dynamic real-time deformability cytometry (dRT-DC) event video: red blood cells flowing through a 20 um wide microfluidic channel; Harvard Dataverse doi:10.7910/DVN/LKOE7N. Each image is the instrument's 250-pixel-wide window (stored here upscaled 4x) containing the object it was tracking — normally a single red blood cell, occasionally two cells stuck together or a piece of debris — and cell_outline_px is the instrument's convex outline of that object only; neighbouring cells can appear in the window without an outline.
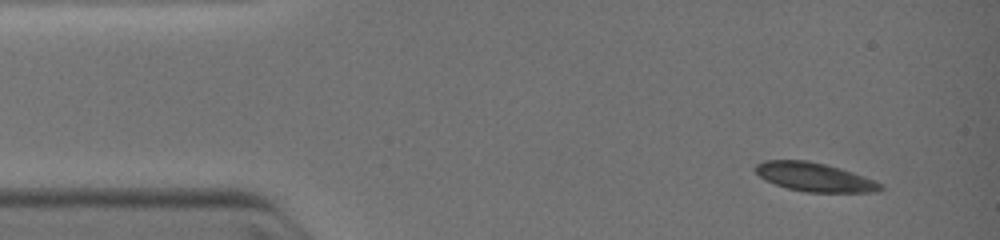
{"species": "common noctule bat (a hibernating species)", "species_latin": "Nyctalus noctula", "temperature_condition": "warm", "stored_images_in_passage": 3, "camera_frame_rate_fps": 3000, "um_per_image_px": 0.085, "animal": {"sex": "female", "body_mass_g": 19.0, "forearm_length_mm": 51.5}, "frame": {"image": 1, "passage_image": 1, "time_ms": 0.0, "image_size_px": [1000, 240], "cell_outline_px": [[884, 188], [876, 192], [804, 192], [788, 188], [764, 180], [752, 168], [756, 164], [764, 160], [808, 160], [840, 168], [864, 176], [884, 184]], "centroid_in_image_um": [69.22, 15.05], "position_along_channel_um": 15.8, "area_um2": 21.04}}